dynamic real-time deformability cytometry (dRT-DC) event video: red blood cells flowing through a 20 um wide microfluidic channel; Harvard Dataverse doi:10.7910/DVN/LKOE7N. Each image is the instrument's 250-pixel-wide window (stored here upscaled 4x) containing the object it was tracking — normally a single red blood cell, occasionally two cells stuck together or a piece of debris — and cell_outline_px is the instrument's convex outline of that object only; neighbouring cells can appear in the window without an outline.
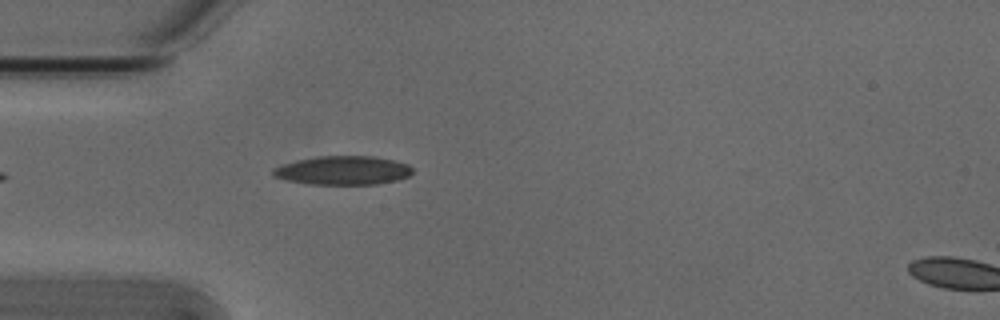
{"species": "Egyptian fruit bat (a non-hibernating species)", "species_latin": "Rousettus aegyptiacus", "temperature_condition": "cold", "stored_images_in_passage": 6, "segment_of_instrument_passage": [1, 2], "camera_frame_rate_fps": 3000, "um_per_image_px": 0.085, "animal": {"sex": "male"}, "frame": {"image": 1, "passage_image": 5, "time_ms": 1.333, "image_size_px": [1000, 320], "cell_outline_px": [[412, 172], [408, 176], [396, 180], [376, 184], [308, 184], [288, 180], [272, 176], [272, 168], [296, 160], [316, 156], [372, 156], [392, 160], [408, 164], [412, 168]], "centroid_in_image_um": [29.12, 14.48], "position_along_channel_um": 55.9, "area_um2": 23.29}}